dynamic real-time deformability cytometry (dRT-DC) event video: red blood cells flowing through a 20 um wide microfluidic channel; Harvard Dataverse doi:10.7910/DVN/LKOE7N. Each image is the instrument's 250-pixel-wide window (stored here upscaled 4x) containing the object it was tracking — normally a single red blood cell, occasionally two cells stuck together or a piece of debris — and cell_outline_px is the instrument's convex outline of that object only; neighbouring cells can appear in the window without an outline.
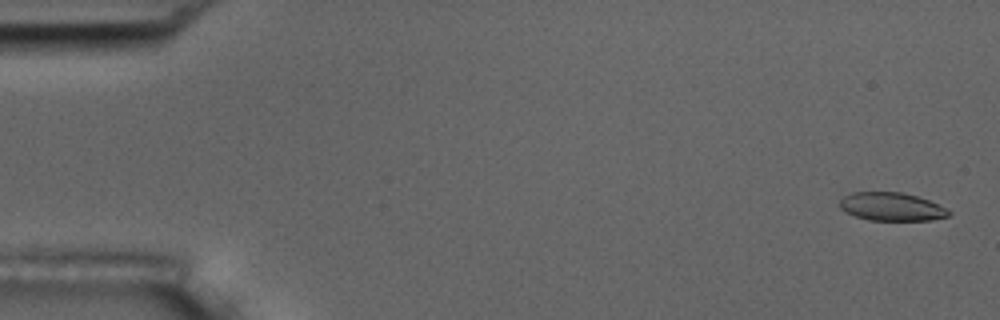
{"species": "common noctule bat (a hibernating species)", "species_latin": "Nyctalus noctula", "temperature_condition": "room temperature", "stored_images_in_passage": 5, "camera_frame_rate_fps": 3000, "um_per_image_px": 0.085, "animal": {"sex": "male", "body_mass_g": 17.5, "forearm_length_mm": 52.3}, "frame": {"image": 1, "passage_image": 1, "time_ms": 0.0, "image_size_px": [1000, 320], "cell_outline_px": [[952, 212], [948, 216], [932, 220], [868, 220], [844, 212], [840, 208], [840, 200], [844, 196], [852, 192], [900, 192], [916, 196], [928, 200]], "centroid_in_image_um": [75.74, 17.57], "position_along_channel_um": 9.3, "area_um2": 17.8}}
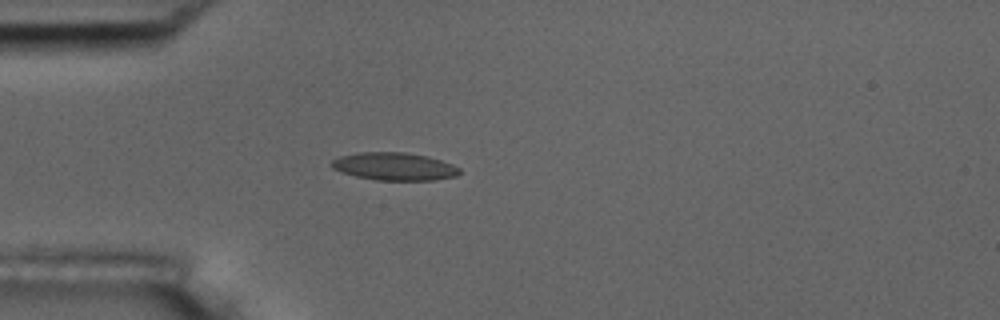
{"frame": {"image": 2, "passage_image": 5, "time_ms": 4.667, "image_size_px": [1000, 320], "cell_outline_px": [[460, 172], [456, 176], [432, 180], [376, 180], [356, 176], [332, 168], [328, 164], [332, 160], [340, 156], [356, 152], [404, 152], [428, 156], [452, 164], [460, 168]], "centroid_in_image_um": [33.5, 14.14], "position_along_channel_um": 51.5, "area_um2": 20.69}}